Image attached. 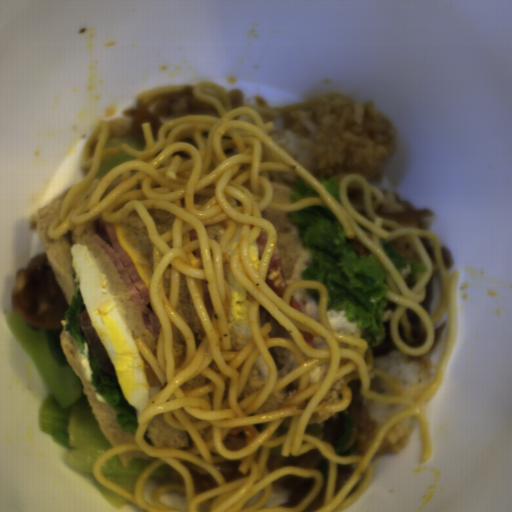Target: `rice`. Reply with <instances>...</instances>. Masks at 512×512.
Here are the masks:
<instances>
[{
    "instance_id": "rice-1",
    "label": "rice",
    "mask_w": 512,
    "mask_h": 512,
    "mask_svg": "<svg viewBox=\"0 0 512 512\" xmlns=\"http://www.w3.org/2000/svg\"><path fill=\"white\" fill-rule=\"evenodd\" d=\"M273 110L281 112L278 119L259 114L275 124L269 138L311 175L377 180L399 150L397 126L372 100L330 92Z\"/></svg>"
},
{
    "instance_id": "rice-2",
    "label": "rice",
    "mask_w": 512,
    "mask_h": 512,
    "mask_svg": "<svg viewBox=\"0 0 512 512\" xmlns=\"http://www.w3.org/2000/svg\"><path fill=\"white\" fill-rule=\"evenodd\" d=\"M374 367L382 369L401 381L415 400L434 378L436 365L431 354L408 356L390 351L374 359Z\"/></svg>"
},
{
    "instance_id": "rice-3",
    "label": "rice",
    "mask_w": 512,
    "mask_h": 512,
    "mask_svg": "<svg viewBox=\"0 0 512 512\" xmlns=\"http://www.w3.org/2000/svg\"><path fill=\"white\" fill-rule=\"evenodd\" d=\"M360 379L348 383L353 398L348 406L352 421H357L361 431L356 441L355 455H366L372 446L381 426L388 416L409 405L382 404L364 398L360 394Z\"/></svg>"
},
{
    "instance_id": "rice-4",
    "label": "rice",
    "mask_w": 512,
    "mask_h": 512,
    "mask_svg": "<svg viewBox=\"0 0 512 512\" xmlns=\"http://www.w3.org/2000/svg\"><path fill=\"white\" fill-rule=\"evenodd\" d=\"M417 415L405 417L392 425L373 457L398 452L412 439L418 425Z\"/></svg>"
}]
</instances>
